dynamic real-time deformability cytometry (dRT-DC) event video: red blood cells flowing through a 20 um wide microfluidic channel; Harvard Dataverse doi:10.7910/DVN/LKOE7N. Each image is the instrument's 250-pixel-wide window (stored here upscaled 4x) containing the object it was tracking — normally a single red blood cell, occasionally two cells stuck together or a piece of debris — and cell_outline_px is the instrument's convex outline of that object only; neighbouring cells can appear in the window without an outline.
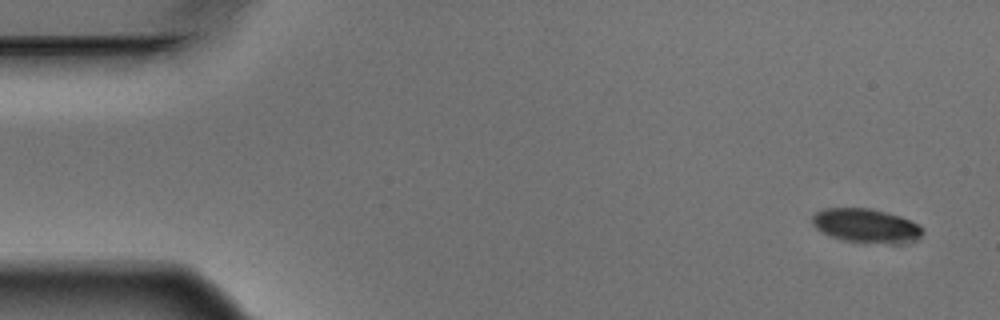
{"species": "Egyptian fruit bat (a non-hibernating species)", "species_latin": "Rousettus aegyptiacus", "temperature_condition": "warm", "stored_images_in_passage": 5, "camera_frame_rate_fps": 3000, "um_per_image_px": 0.085, "animal": {"sex": "male"}, "frame": {"image": 1, "passage_image": 1, "time_ms": 0.0, "image_size_px": [1000, 320], "cell_outline_px": [[924, 232], [920, 236], [912, 240], [900, 244], [892, 244], [844, 240], [832, 236], [816, 228], [812, 224], [812, 216], [816, 212], [824, 208], [868, 208], [888, 212], [900, 216], [920, 224], [924, 228]], "centroid_in_image_um": [73.65, 19.17], "position_along_channel_um": 11.3, "area_um2": 21.85}}
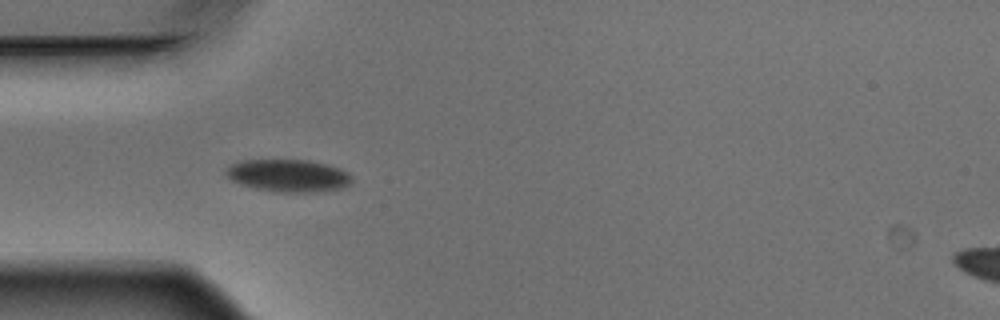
{"frame": {"image": 2, "passage_image": 4, "time_ms": 1.0, "image_size_px": [1000, 320], "cell_outline_px": [[352, 180], [348, 184], [340, 188], [324, 192], [272, 192], [240, 184], [232, 180], [224, 172], [228, 164], [240, 160], [308, 160], [328, 164], [340, 168], [348, 172], [352, 176]], "centroid_in_image_um": [24.5, 14.92], "position_along_channel_um": 60.5, "area_um2": 24.1}}
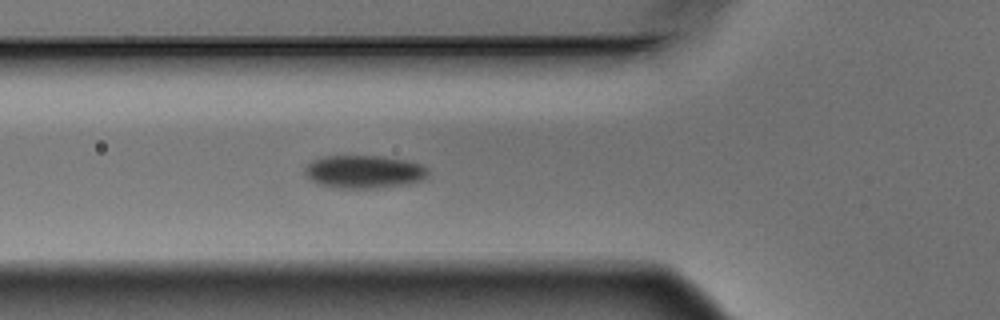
{"frame": {"image": 3, "passage_image": 5, "time_ms": 1.333, "image_size_px": [1000, 320], "cell_outline_px": [[428, 180], [408, 184], [376, 188], [336, 188], [320, 184], [312, 180], [304, 172], [304, 168], [312, 160], [320, 156], [380, 156], [404, 160], [420, 164], [428, 168]], "centroid_in_image_um": [30.98, 14.6], "position_along_channel_um": 94.8, "area_um2": 23.87}}